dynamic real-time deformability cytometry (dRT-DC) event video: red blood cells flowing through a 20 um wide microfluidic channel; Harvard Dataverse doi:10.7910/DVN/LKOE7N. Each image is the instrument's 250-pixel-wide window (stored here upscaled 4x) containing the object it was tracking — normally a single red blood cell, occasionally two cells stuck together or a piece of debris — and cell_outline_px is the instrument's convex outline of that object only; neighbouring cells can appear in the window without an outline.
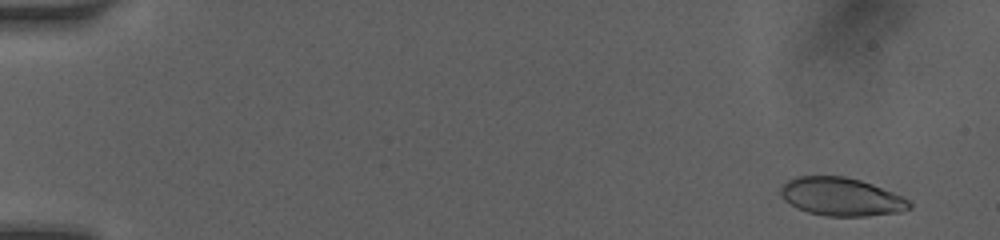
{"species": "human", "species_latin": "Homo sapiens", "temperature_condition": "room temperature", "stored_images_in_passage": 56, "camera_frame_rate_fps": 3000, "um_per_image_px": 0.085, "donor": {"sex": "female"}, "frame": {"image": 1, "passage_image": 4, "time_ms": 1.0, "image_size_px": [1000, 240], "cell_outline_px": [[912, 208], [900, 212], [868, 216], [828, 216], [808, 212], [796, 208], [784, 200], [780, 196], [780, 188], [788, 180], [796, 176], [844, 176], [860, 180], [872, 184], [912, 200]], "centroid_in_image_um": [71.52, 16.73], "position_along_channel_um": 13.5, "area_um2": 28.84}}
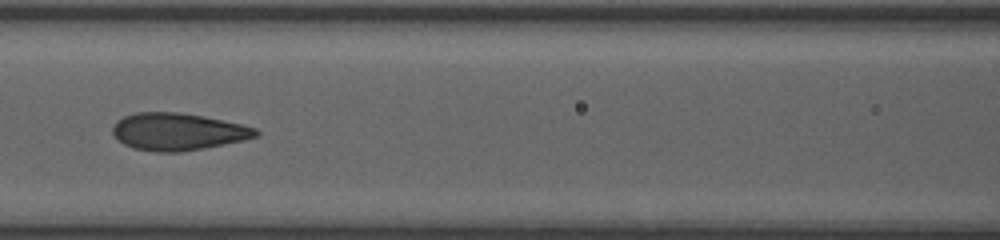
{"frame": {"image": 2, "passage_image": 27, "time_ms": 8.0, "image_size_px": [1000, 240], "cell_outline_px": [[260, 136], [244, 140], [204, 148], [180, 152], [156, 152], [132, 148], [124, 144], [112, 132], [112, 128], [116, 120], [124, 116], [136, 112], [180, 112], [204, 116], [240, 124], [256, 128], [260, 132]], "centroid_in_image_um": [15.12, 11.19], "position_along_channel_um": 151.5, "area_um2": 31.15}}
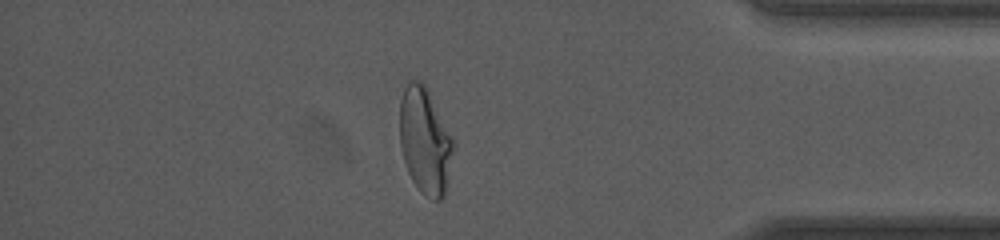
{"frame": {"image": 3, "passage_image": 49, "time_ms": 14.667, "image_size_px": [1000, 240], "cell_outline_px": [[456, 148], [444, 196], [440, 200], [432, 200], [424, 196], [420, 192], [412, 180], [408, 172], [400, 148], [400, 100], [404, 88], [408, 80], [420, 80], [428, 88], [456, 140]], "centroid_in_image_um": [36.17, 11.96], "position_along_channel_um": 399.0, "area_um2": 34.33}, "authors_computed_cell_mechanics": {"area_um2": 30.6051, "velocity_mm_per_s": 4.116, "shape_relaxation_time_tau1_ms": 6.0677, "shape_relaxation_time_tau2_ms": 0.7744, "deformation_change_tau1": 0.2037, "deformation_change_tau2": 0.065}}